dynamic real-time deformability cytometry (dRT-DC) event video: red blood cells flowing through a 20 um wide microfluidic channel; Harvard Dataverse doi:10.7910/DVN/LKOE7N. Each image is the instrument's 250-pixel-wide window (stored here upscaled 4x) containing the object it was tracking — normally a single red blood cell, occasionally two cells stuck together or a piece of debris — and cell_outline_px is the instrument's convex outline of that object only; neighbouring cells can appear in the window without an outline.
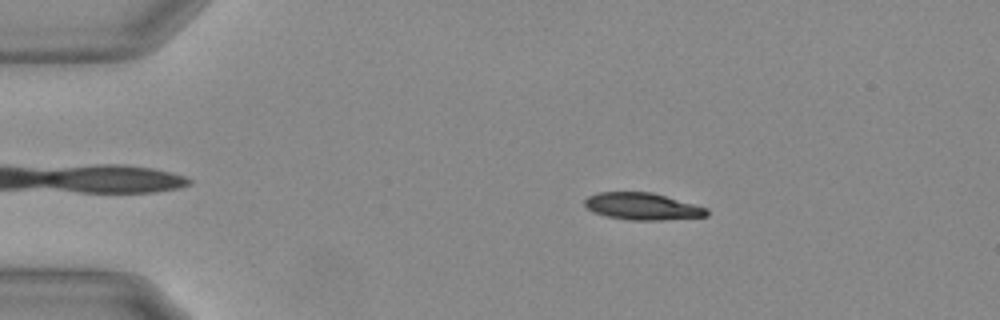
{"species": "Egyptian fruit bat (a non-hibernating species)", "species_latin": "Rousettus aegyptiacus", "temperature_condition": "warm", "stored_images_in_passage": 48, "camera_frame_rate_fps": 3000, "um_per_image_px": 0.085, "animal": {"sex": "female"}, "frame": {"image": 1, "passage_image": 11, "time_ms": 3.333, "image_size_px": [1000, 320], "cell_outline_px": [[708, 216], [664, 220], [632, 220], [608, 216], [596, 212], [588, 208], [584, 204], [584, 200], [588, 196], [600, 192], [652, 192], [708, 208]], "centroid_in_image_um": [54.64, 17.54], "position_along_channel_um": 30.4, "area_um2": 19.02}}
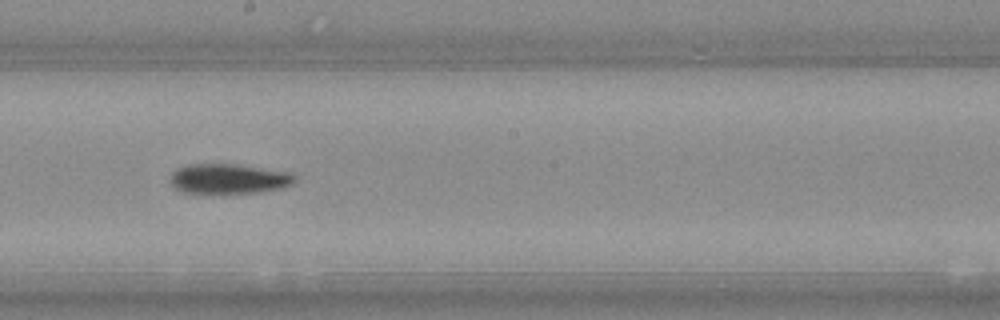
{"frame": {"image": 2, "passage_image": 32, "time_ms": 10.333, "image_size_px": [1000, 320], "cell_outline_px": [[296, 180], [292, 184], [276, 188], [252, 192], [184, 192], [176, 188], [172, 184], [172, 172], [176, 168], [188, 164], [236, 164], [292, 172], [296, 176]], "centroid_in_image_um": [19.45, 15.16], "position_along_channel_um": 228.7, "area_um2": 21.21}}
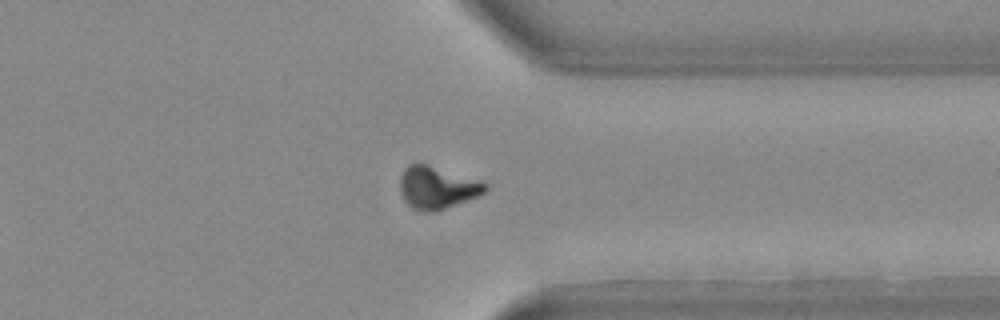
{"frame": {"image": 3, "passage_image": 44, "time_ms": 14.333, "image_size_px": [1000, 320], "cell_outline_px": [[488, 188], [484, 192], [468, 200], [436, 212], [420, 212], [412, 208], [404, 200], [400, 188], [400, 176], [404, 168], [408, 164], [428, 164], [480, 180], [488, 184]], "centroid_in_image_um": [37.14, 15.95], "position_along_channel_um": 374.3, "area_um2": 21.21}, "authors_computed_cell_mechanics": {"area_um2": 21.0681, "velocity_mm_per_s": 3.6969, "shape_relaxation_time_tau1_ms": 4.3298, "shape_relaxation_time_tau2_ms": null, "deformation_change_tau1": 0.1682, "deformation_change_tau2": null}}